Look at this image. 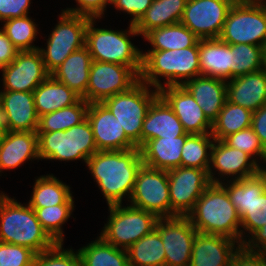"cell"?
<instances>
[{
    "label": "cell",
    "mask_w": 266,
    "mask_h": 266,
    "mask_svg": "<svg viewBox=\"0 0 266 266\" xmlns=\"http://www.w3.org/2000/svg\"><path fill=\"white\" fill-rule=\"evenodd\" d=\"M143 165L140 148L119 151H97L87 166L107 201V205L122 204L130 198L136 176Z\"/></svg>",
    "instance_id": "1"
},
{
    "label": "cell",
    "mask_w": 266,
    "mask_h": 266,
    "mask_svg": "<svg viewBox=\"0 0 266 266\" xmlns=\"http://www.w3.org/2000/svg\"><path fill=\"white\" fill-rule=\"evenodd\" d=\"M187 217L197 232L225 236L241 244L246 241L239 228L241 219L221 184L211 183Z\"/></svg>",
    "instance_id": "2"
},
{
    "label": "cell",
    "mask_w": 266,
    "mask_h": 266,
    "mask_svg": "<svg viewBox=\"0 0 266 266\" xmlns=\"http://www.w3.org/2000/svg\"><path fill=\"white\" fill-rule=\"evenodd\" d=\"M0 242L25 246L36 254L56 244L32 207L22 205L3 192L0 193Z\"/></svg>",
    "instance_id": "3"
},
{
    "label": "cell",
    "mask_w": 266,
    "mask_h": 266,
    "mask_svg": "<svg viewBox=\"0 0 266 266\" xmlns=\"http://www.w3.org/2000/svg\"><path fill=\"white\" fill-rule=\"evenodd\" d=\"M199 75L198 43L185 49L142 53V70L139 80L151 87L154 86V89L159 90L164 85H183L184 82ZM158 77L166 79L163 83L164 85Z\"/></svg>",
    "instance_id": "4"
},
{
    "label": "cell",
    "mask_w": 266,
    "mask_h": 266,
    "mask_svg": "<svg viewBox=\"0 0 266 266\" xmlns=\"http://www.w3.org/2000/svg\"><path fill=\"white\" fill-rule=\"evenodd\" d=\"M96 18H90L86 28L85 46L93 61L109 62L130 67L138 76L142 70V51L132 44L130 35H139L134 24L129 29L117 31L95 28Z\"/></svg>",
    "instance_id": "5"
},
{
    "label": "cell",
    "mask_w": 266,
    "mask_h": 266,
    "mask_svg": "<svg viewBox=\"0 0 266 266\" xmlns=\"http://www.w3.org/2000/svg\"><path fill=\"white\" fill-rule=\"evenodd\" d=\"M218 38L227 44L262 46L266 41L264 0H236Z\"/></svg>",
    "instance_id": "6"
},
{
    "label": "cell",
    "mask_w": 266,
    "mask_h": 266,
    "mask_svg": "<svg viewBox=\"0 0 266 266\" xmlns=\"http://www.w3.org/2000/svg\"><path fill=\"white\" fill-rule=\"evenodd\" d=\"M149 85L140 80L128 91L105 99L102 103L117 118L125 134L141 147V131L149 107L159 96V90H150Z\"/></svg>",
    "instance_id": "7"
},
{
    "label": "cell",
    "mask_w": 266,
    "mask_h": 266,
    "mask_svg": "<svg viewBox=\"0 0 266 266\" xmlns=\"http://www.w3.org/2000/svg\"><path fill=\"white\" fill-rule=\"evenodd\" d=\"M110 215L100 237L107 243L127 250L133 243L151 233L159 219L155 214L131 205L108 206Z\"/></svg>",
    "instance_id": "8"
},
{
    "label": "cell",
    "mask_w": 266,
    "mask_h": 266,
    "mask_svg": "<svg viewBox=\"0 0 266 266\" xmlns=\"http://www.w3.org/2000/svg\"><path fill=\"white\" fill-rule=\"evenodd\" d=\"M90 17L63 11L47 41V49L38 48L46 70L51 74L72 53L85 46Z\"/></svg>",
    "instance_id": "9"
},
{
    "label": "cell",
    "mask_w": 266,
    "mask_h": 266,
    "mask_svg": "<svg viewBox=\"0 0 266 266\" xmlns=\"http://www.w3.org/2000/svg\"><path fill=\"white\" fill-rule=\"evenodd\" d=\"M129 199L131 206L151 212L158 218L171 217L167 171L142 165Z\"/></svg>",
    "instance_id": "10"
},
{
    "label": "cell",
    "mask_w": 266,
    "mask_h": 266,
    "mask_svg": "<svg viewBox=\"0 0 266 266\" xmlns=\"http://www.w3.org/2000/svg\"><path fill=\"white\" fill-rule=\"evenodd\" d=\"M139 81V76L128 66L121 64L92 61L86 101L102 103L118 93L128 91Z\"/></svg>",
    "instance_id": "11"
},
{
    "label": "cell",
    "mask_w": 266,
    "mask_h": 266,
    "mask_svg": "<svg viewBox=\"0 0 266 266\" xmlns=\"http://www.w3.org/2000/svg\"><path fill=\"white\" fill-rule=\"evenodd\" d=\"M167 174L171 217L187 216L211 184L208 170L179 166L168 170Z\"/></svg>",
    "instance_id": "12"
},
{
    "label": "cell",
    "mask_w": 266,
    "mask_h": 266,
    "mask_svg": "<svg viewBox=\"0 0 266 266\" xmlns=\"http://www.w3.org/2000/svg\"><path fill=\"white\" fill-rule=\"evenodd\" d=\"M236 0H187L180 23L199 39L218 38Z\"/></svg>",
    "instance_id": "13"
},
{
    "label": "cell",
    "mask_w": 266,
    "mask_h": 266,
    "mask_svg": "<svg viewBox=\"0 0 266 266\" xmlns=\"http://www.w3.org/2000/svg\"><path fill=\"white\" fill-rule=\"evenodd\" d=\"M155 230L165 249V266H189L197 233L187 216L159 218Z\"/></svg>",
    "instance_id": "14"
},
{
    "label": "cell",
    "mask_w": 266,
    "mask_h": 266,
    "mask_svg": "<svg viewBox=\"0 0 266 266\" xmlns=\"http://www.w3.org/2000/svg\"><path fill=\"white\" fill-rule=\"evenodd\" d=\"M0 70L4 86L1 91L34 92L50 75L38 49L19 51L16 58Z\"/></svg>",
    "instance_id": "15"
},
{
    "label": "cell",
    "mask_w": 266,
    "mask_h": 266,
    "mask_svg": "<svg viewBox=\"0 0 266 266\" xmlns=\"http://www.w3.org/2000/svg\"><path fill=\"white\" fill-rule=\"evenodd\" d=\"M219 171V178L215 177L214 169ZM262 168L250 155L247 153L228 146L223 140H215L211 147L210 167L208 175L211 183L221 184L222 177L232 175V180H241L258 174ZM222 175V176H221ZM236 175V176H235ZM235 178H234V177Z\"/></svg>",
    "instance_id": "16"
},
{
    "label": "cell",
    "mask_w": 266,
    "mask_h": 266,
    "mask_svg": "<svg viewBox=\"0 0 266 266\" xmlns=\"http://www.w3.org/2000/svg\"><path fill=\"white\" fill-rule=\"evenodd\" d=\"M86 118L91 125L98 151H119L137 147L103 103H90Z\"/></svg>",
    "instance_id": "17"
},
{
    "label": "cell",
    "mask_w": 266,
    "mask_h": 266,
    "mask_svg": "<svg viewBox=\"0 0 266 266\" xmlns=\"http://www.w3.org/2000/svg\"><path fill=\"white\" fill-rule=\"evenodd\" d=\"M159 95L172 108L188 134L211 133L212 123L204 115L193 96L182 85L163 86Z\"/></svg>",
    "instance_id": "18"
},
{
    "label": "cell",
    "mask_w": 266,
    "mask_h": 266,
    "mask_svg": "<svg viewBox=\"0 0 266 266\" xmlns=\"http://www.w3.org/2000/svg\"><path fill=\"white\" fill-rule=\"evenodd\" d=\"M241 245L225 236L197 232L189 266H230Z\"/></svg>",
    "instance_id": "19"
},
{
    "label": "cell",
    "mask_w": 266,
    "mask_h": 266,
    "mask_svg": "<svg viewBox=\"0 0 266 266\" xmlns=\"http://www.w3.org/2000/svg\"><path fill=\"white\" fill-rule=\"evenodd\" d=\"M2 107L8 131L37 132V114L33 92L1 91Z\"/></svg>",
    "instance_id": "20"
},
{
    "label": "cell",
    "mask_w": 266,
    "mask_h": 266,
    "mask_svg": "<svg viewBox=\"0 0 266 266\" xmlns=\"http://www.w3.org/2000/svg\"><path fill=\"white\" fill-rule=\"evenodd\" d=\"M193 96L207 119L213 123L227 100V81L199 75L182 85Z\"/></svg>",
    "instance_id": "21"
},
{
    "label": "cell",
    "mask_w": 266,
    "mask_h": 266,
    "mask_svg": "<svg viewBox=\"0 0 266 266\" xmlns=\"http://www.w3.org/2000/svg\"><path fill=\"white\" fill-rule=\"evenodd\" d=\"M186 132L168 103L159 95L149 107L143 120L141 146L156 138H175Z\"/></svg>",
    "instance_id": "22"
},
{
    "label": "cell",
    "mask_w": 266,
    "mask_h": 266,
    "mask_svg": "<svg viewBox=\"0 0 266 266\" xmlns=\"http://www.w3.org/2000/svg\"><path fill=\"white\" fill-rule=\"evenodd\" d=\"M227 100L252 112L266 104V71L263 69L227 81Z\"/></svg>",
    "instance_id": "23"
},
{
    "label": "cell",
    "mask_w": 266,
    "mask_h": 266,
    "mask_svg": "<svg viewBox=\"0 0 266 266\" xmlns=\"http://www.w3.org/2000/svg\"><path fill=\"white\" fill-rule=\"evenodd\" d=\"M31 159H40L37 132L8 131L0 138V172Z\"/></svg>",
    "instance_id": "24"
},
{
    "label": "cell",
    "mask_w": 266,
    "mask_h": 266,
    "mask_svg": "<svg viewBox=\"0 0 266 266\" xmlns=\"http://www.w3.org/2000/svg\"><path fill=\"white\" fill-rule=\"evenodd\" d=\"M190 134L175 138H156L140 147L143 165L154 169L171 170L181 166L182 147Z\"/></svg>",
    "instance_id": "25"
},
{
    "label": "cell",
    "mask_w": 266,
    "mask_h": 266,
    "mask_svg": "<svg viewBox=\"0 0 266 266\" xmlns=\"http://www.w3.org/2000/svg\"><path fill=\"white\" fill-rule=\"evenodd\" d=\"M200 75L232 79L231 49L219 38L200 39L198 42Z\"/></svg>",
    "instance_id": "26"
},
{
    "label": "cell",
    "mask_w": 266,
    "mask_h": 266,
    "mask_svg": "<svg viewBox=\"0 0 266 266\" xmlns=\"http://www.w3.org/2000/svg\"><path fill=\"white\" fill-rule=\"evenodd\" d=\"M92 61L89 49L84 46L72 52L51 75L86 101V90Z\"/></svg>",
    "instance_id": "27"
},
{
    "label": "cell",
    "mask_w": 266,
    "mask_h": 266,
    "mask_svg": "<svg viewBox=\"0 0 266 266\" xmlns=\"http://www.w3.org/2000/svg\"><path fill=\"white\" fill-rule=\"evenodd\" d=\"M38 116L76 104L81 97L51 74L34 90Z\"/></svg>",
    "instance_id": "28"
},
{
    "label": "cell",
    "mask_w": 266,
    "mask_h": 266,
    "mask_svg": "<svg viewBox=\"0 0 266 266\" xmlns=\"http://www.w3.org/2000/svg\"><path fill=\"white\" fill-rule=\"evenodd\" d=\"M186 3L187 0H153L134 27L144 37L152 29L179 23Z\"/></svg>",
    "instance_id": "29"
},
{
    "label": "cell",
    "mask_w": 266,
    "mask_h": 266,
    "mask_svg": "<svg viewBox=\"0 0 266 266\" xmlns=\"http://www.w3.org/2000/svg\"><path fill=\"white\" fill-rule=\"evenodd\" d=\"M70 189L69 185L52 174L41 175L34 183L28 205L33 209H38L60 204H74Z\"/></svg>",
    "instance_id": "30"
},
{
    "label": "cell",
    "mask_w": 266,
    "mask_h": 266,
    "mask_svg": "<svg viewBox=\"0 0 266 266\" xmlns=\"http://www.w3.org/2000/svg\"><path fill=\"white\" fill-rule=\"evenodd\" d=\"M144 38L153 47L148 51L185 49L195 46L200 40L189 28L180 22L152 29Z\"/></svg>",
    "instance_id": "31"
},
{
    "label": "cell",
    "mask_w": 266,
    "mask_h": 266,
    "mask_svg": "<svg viewBox=\"0 0 266 266\" xmlns=\"http://www.w3.org/2000/svg\"><path fill=\"white\" fill-rule=\"evenodd\" d=\"M78 252L82 266H129L127 251L105 242L100 236Z\"/></svg>",
    "instance_id": "32"
},
{
    "label": "cell",
    "mask_w": 266,
    "mask_h": 266,
    "mask_svg": "<svg viewBox=\"0 0 266 266\" xmlns=\"http://www.w3.org/2000/svg\"><path fill=\"white\" fill-rule=\"evenodd\" d=\"M129 266H165V249L160 234L154 229L127 250Z\"/></svg>",
    "instance_id": "33"
},
{
    "label": "cell",
    "mask_w": 266,
    "mask_h": 266,
    "mask_svg": "<svg viewBox=\"0 0 266 266\" xmlns=\"http://www.w3.org/2000/svg\"><path fill=\"white\" fill-rule=\"evenodd\" d=\"M253 112L226 100L218 118L212 123L211 135L215 140H223L230 134L251 127Z\"/></svg>",
    "instance_id": "34"
},
{
    "label": "cell",
    "mask_w": 266,
    "mask_h": 266,
    "mask_svg": "<svg viewBox=\"0 0 266 266\" xmlns=\"http://www.w3.org/2000/svg\"><path fill=\"white\" fill-rule=\"evenodd\" d=\"M89 103L81 98L76 104L39 117L37 132L66 131L86 119Z\"/></svg>",
    "instance_id": "35"
},
{
    "label": "cell",
    "mask_w": 266,
    "mask_h": 266,
    "mask_svg": "<svg viewBox=\"0 0 266 266\" xmlns=\"http://www.w3.org/2000/svg\"><path fill=\"white\" fill-rule=\"evenodd\" d=\"M41 159L73 161L72 127L66 131L37 132Z\"/></svg>",
    "instance_id": "36"
},
{
    "label": "cell",
    "mask_w": 266,
    "mask_h": 266,
    "mask_svg": "<svg viewBox=\"0 0 266 266\" xmlns=\"http://www.w3.org/2000/svg\"><path fill=\"white\" fill-rule=\"evenodd\" d=\"M213 142L211 133L190 134L182 147L181 166L209 170Z\"/></svg>",
    "instance_id": "37"
},
{
    "label": "cell",
    "mask_w": 266,
    "mask_h": 266,
    "mask_svg": "<svg viewBox=\"0 0 266 266\" xmlns=\"http://www.w3.org/2000/svg\"><path fill=\"white\" fill-rule=\"evenodd\" d=\"M240 219L250 235L266 224L265 168L253 176V203Z\"/></svg>",
    "instance_id": "38"
},
{
    "label": "cell",
    "mask_w": 266,
    "mask_h": 266,
    "mask_svg": "<svg viewBox=\"0 0 266 266\" xmlns=\"http://www.w3.org/2000/svg\"><path fill=\"white\" fill-rule=\"evenodd\" d=\"M2 30L6 33L12 44L19 51H34L38 47L32 45L37 37L38 26L27 15L20 18L7 19Z\"/></svg>",
    "instance_id": "39"
},
{
    "label": "cell",
    "mask_w": 266,
    "mask_h": 266,
    "mask_svg": "<svg viewBox=\"0 0 266 266\" xmlns=\"http://www.w3.org/2000/svg\"><path fill=\"white\" fill-rule=\"evenodd\" d=\"M232 79L262 69L261 46L230 44Z\"/></svg>",
    "instance_id": "40"
},
{
    "label": "cell",
    "mask_w": 266,
    "mask_h": 266,
    "mask_svg": "<svg viewBox=\"0 0 266 266\" xmlns=\"http://www.w3.org/2000/svg\"><path fill=\"white\" fill-rule=\"evenodd\" d=\"M33 210L48 235L56 243H63L64 233L61 227L72 215L74 204H60Z\"/></svg>",
    "instance_id": "41"
},
{
    "label": "cell",
    "mask_w": 266,
    "mask_h": 266,
    "mask_svg": "<svg viewBox=\"0 0 266 266\" xmlns=\"http://www.w3.org/2000/svg\"><path fill=\"white\" fill-rule=\"evenodd\" d=\"M223 141L233 148L239 149L248 155H250L258 163V159H263L264 164L266 163V149L263 147L260 139L254 133L251 127L240 130L236 133L230 134L225 137ZM258 157H256V156Z\"/></svg>",
    "instance_id": "42"
},
{
    "label": "cell",
    "mask_w": 266,
    "mask_h": 266,
    "mask_svg": "<svg viewBox=\"0 0 266 266\" xmlns=\"http://www.w3.org/2000/svg\"><path fill=\"white\" fill-rule=\"evenodd\" d=\"M221 183L226 189L230 202L235 206L241 218L253 203V176L241 180H227ZM227 184V185H226Z\"/></svg>",
    "instance_id": "43"
},
{
    "label": "cell",
    "mask_w": 266,
    "mask_h": 266,
    "mask_svg": "<svg viewBox=\"0 0 266 266\" xmlns=\"http://www.w3.org/2000/svg\"><path fill=\"white\" fill-rule=\"evenodd\" d=\"M73 160H87L97 152V147L92 128L87 118L78 125L72 127Z\"/></svg>",
    "instance_id": "44"
},
{
    "label": "cell",
    "mask_w": 266,
    "mask_h": 266,
    "mask_svg": "<svg viewBox=\"0 0 266 266\" xmlns=\"http://www.w3.org/2000/svg\"><path fill=\"white\" fill-rule=\"evenodd\" d=\"M33 266H82L79 252L63 248V243L35 255Z\"/></svg>",
    "instance_id": "45"
},
{
    "label": "cell",
    "mask_w": 266,
    "mask_h": 266,
    "mask_svg": "<svg viewBox=\"0 0 266 266\" xmlns=\"http://www.w3.org/2000/svg\"><path fill=\"white\" fill-rule=\"evenodd\" d=\"M35 255L28 247L0 242V266H33Z\"/></svg>",
    "instance_id": "46"
},
{
    "label": "cell",
    "mask_w": 266,
    "mask_h": 266,
    "mask_svg": "<svg viewBox=\"0 0 266 266\" xmlns=\"http://www.w3.org/2000/svg\"><path fill=\"white\" fill-rule=\"evenodd\" d=\"M77 8H67L66 11L72 14L84 15L90 18L101 19L104 12H106L107 5L111 0H76Z\"/></svg>",
    "instance_id": "47"
},
{
    "label": "cell",
    "mask_w": 266,
    "mask_h": 266,
    "mask_svg": "<svg viewBox=\"0 0 266 266\" xmlns=\"http://www.w3.org/2000/svg\"><path fill=\"white\" fill-rule=\"evenodd\" d=\"M153 0H111L115 9L130 14L133 18L131 24H135L151 6Z\"/></svg>",
    "instance_id": "48"
},
{
    "label": "cell",
    "mask_w": 266,
    "mask_h": 266,
    "mask_svg": "<svg viewBox=\"0 0 266 266\" xmlns=\"http://www.w3.org/2000/svg\"><path fill=\"white\" fill-rule=\"evenodd\" d=\"M31 0H0V21L28 15Z\"/></svg>",
    "instance_id": "49"
},
{
    "label": "cell",
    "mask_w": 266,
    "mask_h": 266,
    "mask_svg": "<svg viewBox=\"0 0 266 266\" xmlns=\"http://www.w3.org/2000/svg\"><path fill=\"white\" fill-rule=\"evenodd\" d=\"M230 266H266V254L247 250L241 245L232 258Z\"/></svg>",
    "instance_id": "50"
},
{
    "label": "cell",
    "mask_w": 266,
    "mask_h": 266,
    "mask_svg": "<svg viewBox=\"0 0 266 266\" xmlns=\"http://www.w3.org/2000/svg\"><path fill=\"white\" fill-rule=\"evenodd\" d=\"M19 50L12 44L6 33L0 29V69L8 66Z\"/></svg>",
    "instance_id": "51"
},
{
    "label": "cell",
    "mask_w": 266,
    "mask_h": 266,
    "mask_svg": "<svg viewBox=\"0 0 266 266\" xmlns=\"http://www.w3.org/2000/svg\"><path fill=\"white\" fill-rule=\"evenodd\" d=\"M251 128L266 149V104L253 112Z\"/></svg>",
    "instance_id": "52"
},
{
    "label": "cell",
    "mask_w": 266,
    "mask_h": 266,
    "mask_svg": "<svg viewBox=\"0 0 266 266\" xmlns=\"http://www.w3.org/2000/svg\"><path fill=\"white\" fill-rule=\"evenodd\" d=\"M247 250L266 254V224L242 244Z\"/></svg>",
    "instance_id": "53"
},
{
    "label": "cell",
    "mask_w": 266,
    "mask_h": 266,
    "mask_svg": "<svg viewBox=\"0 0 266 266\" xmlns=\"http://www.w3.org/2000/svg\"><path fill=\"white\" fill-rule=\"evenodd\" d=\"M8 132V125L2 107L1 91H0V138Z\"/></svg>",
    "instance_id": "54"
},
{
    "label": "cell",
    "mask_w": 266,
    "mask_h": 266,
    "mask_svg": "<svg viewBox=\"0 0 266 266\" xmlns=\"http://www.w3.org/2000/svg\"><path fill=\"white\" fill-rule=\"evenodd\" d=\"M261 54H262V69L266 71V41L261 46Z\"/></svg>",
    "instance_id": "55"
},
{
    "label": "cell",
    "mask_w": 266,
    "mask_h": 266,
    "mask_svg": "<svg viewBox=\"0 0 266 266\" xmlns=\"http://www.w3.org/2000/svg\"><path fill=\"white\" fill-rule=\"evenodd\" d=\"M265 191H266V168H265Z\"/></svg>",
    "instance_id": "56"
}]
</instances>
